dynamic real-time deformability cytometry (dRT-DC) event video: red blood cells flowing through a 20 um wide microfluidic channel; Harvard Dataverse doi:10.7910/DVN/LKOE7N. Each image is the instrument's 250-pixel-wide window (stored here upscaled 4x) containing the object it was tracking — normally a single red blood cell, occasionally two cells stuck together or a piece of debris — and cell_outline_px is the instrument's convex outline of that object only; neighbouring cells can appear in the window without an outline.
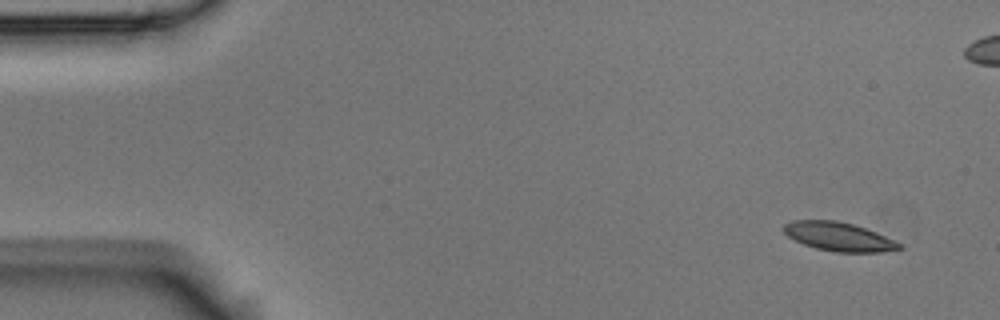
{"species": "Egyptian fruit bat (a non-hibernating species)", "species_latin": "Rousettus aegyptiacus", "temperature_condition": "room temperature", "stored_images_in_passage": 7, "segment_of_instrument_passage": [1, 2], "camera_frame_rate_fps": 3000, "um_per_image_px": 0.085, "animal": {"sex": "male"}, "frame": {"image": 1, "passage_image": 1, "time_ms": 0.0, "image_size_px": [1000, 320], "cell_outline_px": [[904, 248], [880, 252], [836, 252], [816, 248], [804, 244], [788, 236], [784, 232], [784, 224], [792, 220], [836, 220], [852, 224], [876, 232], [900, 244]], "centroid_in_image_um": [71.27, 20.11], "position_along_channel_um": 13.7, "area_um2": 19.07}}
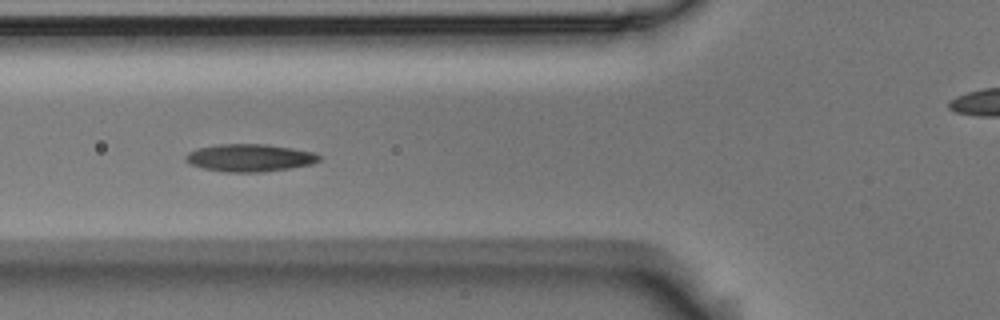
{"frame": {"image": 2, "passage_image": 5, "time_ms": 1.333, "image_size_px": [1000, 320], "cell_outline_px": [[320, 160], [312, 164], [288, 168], [260, 172], [224, 172], [204, 168], [192, 164], [184, 160], [184, 156], [188, 152], [196, 148], [216, 144], [268, 144], [292, 148], [312, 152], [320, 156]], "centroid_in_image_um": [21.18, 13.4], "position_along_channel_um": 104.6, "area_um2": 21.39}}
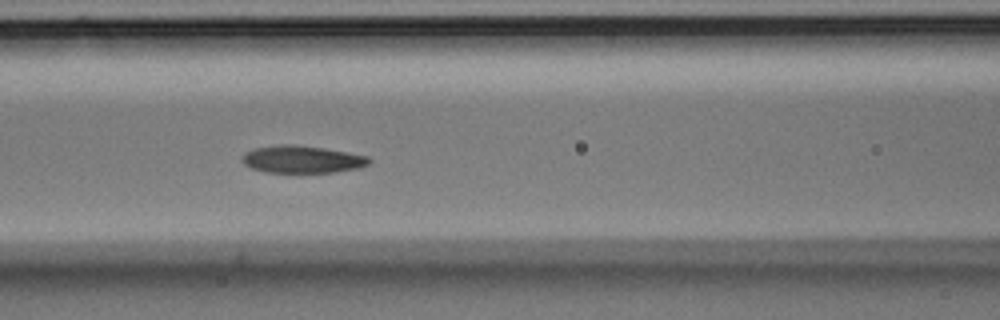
{"frame": {"image": 3, "passage_image": 6, "time_ms": 1.667, "image_size_px": [1000, 320], "cell_outline_px": [[372, 160], [368, 164], [360, 168], [336, 172], [264, 172], [252, 168], [244, 164], [240, 160], [244, 152], [256, 148], [280, 144], [292, 144], [324, 148], [348, 152], [368, 156]], "centroid_in_image_um": [25.68, 13.54], "position_along_channel_um": 140.9, "area_um2": 20.35}}